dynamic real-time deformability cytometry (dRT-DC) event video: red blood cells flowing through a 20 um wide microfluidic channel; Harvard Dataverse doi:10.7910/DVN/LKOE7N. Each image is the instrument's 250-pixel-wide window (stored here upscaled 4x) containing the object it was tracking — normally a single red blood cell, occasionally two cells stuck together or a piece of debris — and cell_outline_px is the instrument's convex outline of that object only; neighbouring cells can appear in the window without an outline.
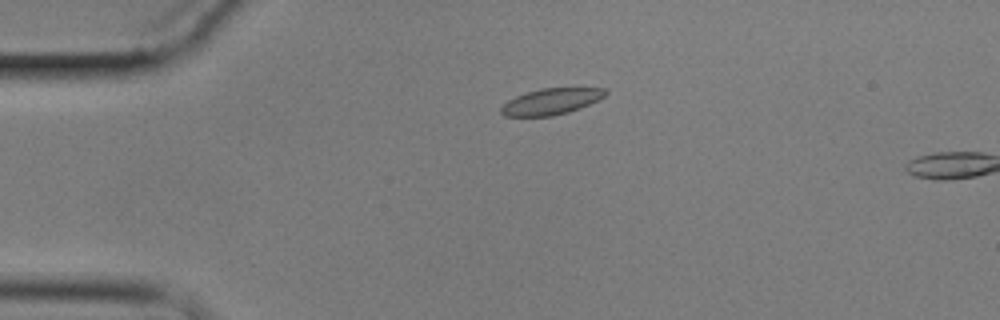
{"species": "common noctule bat (a hibernating species)", "species_latin": "Nyctalus noctula", "temperature_condition": "cold", "stored_images_in_passage": 4, "camera_frame_rate_fps": 3000, "um_per_image_px": 0.085, "animal": {"sex": "male", "body_mass_g": 17.9}, "frame": {"image": 1, "passage_image": 3, "time_ms": 3.333, "image_size_px": [1000, 320], "cell_outline_px": [[608, 92], [604, 96], [580, 108], [568, 112], [552, 116], [504, 116], [500, 112], [500, 108], [508, 100], [516, 96], [540, 88], [604, 88]], "centroid_in_image_um": [46.82, 8.63], "position_along_channel_um": 38.2, "area_um2": 15.72}}